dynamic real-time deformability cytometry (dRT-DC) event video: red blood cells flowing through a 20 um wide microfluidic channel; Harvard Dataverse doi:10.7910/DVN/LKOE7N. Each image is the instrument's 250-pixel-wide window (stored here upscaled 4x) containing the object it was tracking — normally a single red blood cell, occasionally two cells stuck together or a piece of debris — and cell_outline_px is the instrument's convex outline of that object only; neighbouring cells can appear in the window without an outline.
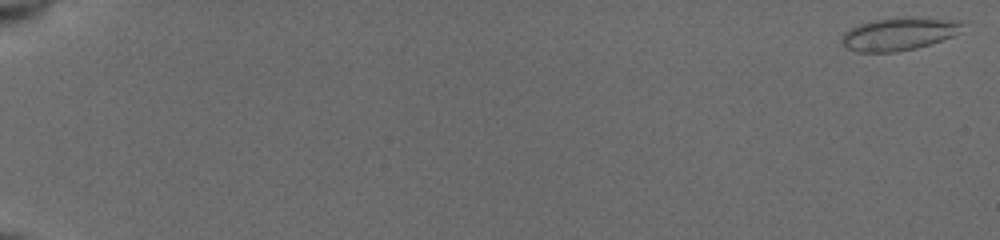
{"species": "common noctule bat (a hibernating species)", "species_latin": "Nyctalus noctula", "temperature_condition": "cold", "stored_images_in_passage": 66, "camera_frame_rate_fps": 3000, "um_per_image_px": 0.085, "animal": {"sex": "female", "body_mass_g": 19.5, "forearm_length_mm": 54.1}, "frame": {"image": 1, "passage_image": 1, "time_ms": 0.0, "image_size_px": [1000, 240], "cell_outline_px": [[968, 20], [960, 32], [952, 36], [916, 48], [896, 52], [856, 52], [840, 44], [840, 40], [844, 32], [848, 28], [856, 24], [872, 20], [896, 16], [904, 16]], "centroid_in_image_um": [76.41, 2.84], "position_along_channel_um": 8.6, "area_um2": 23.87}}
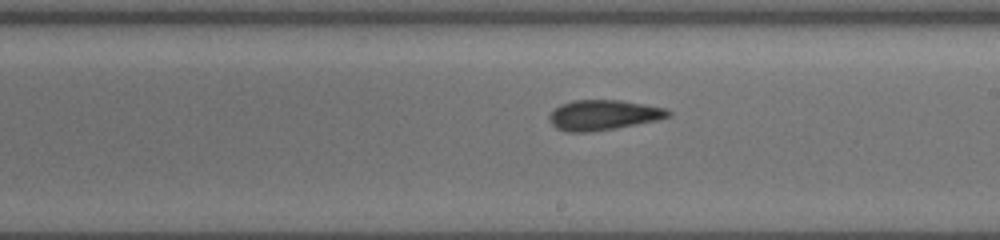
{"frame": {"image": 2, "passage_image": 39, "time_ms": 11.0, "image_size_px": [1000, 240], "cell_outline_px": [[672, 116], [656, 120], [616, 128], [588, 132], [568, 132], [556, 128], [548, 120], [548, 116], [560, 104], [572, 100], [620, 100], [668, 108], [672, 112]], "centroid_in_image_um": [51.3, 9.77], "position_along_channel_um": 237.7, "area_um2": 20.98}}
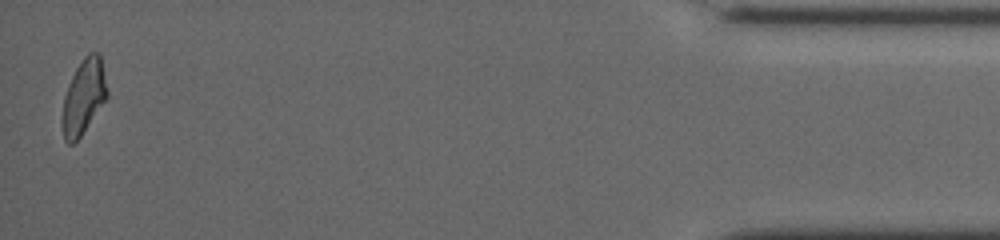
{"frame": {"image": 3, "passage_image": 66, "time_ms": 17.667, "image_size_px": [1000, 240], "cell_outline_px": [[108, 96], [80, 136], [72, 144], [68, 144], [64, 140], [60, 120], [64, 96], [68, 84], [76, 68], [84, 56], [88, 52], [100, 52], [108, 92]], "centroid_in_image_um": [7.08, 8.21], "position_along_channel_um": 428.1, "area_um2": 19.65}, "authors_computed_cell_mechanics": {"area_um2": 21.0103, "velocity_mm_per_s": 3.9347, "shape_relaxation_time_tau1_ms": null, "shape_relaxation_time_tau2_ms": 2.7958, "deformation_change_tau1": null, "deformation_change_tau2": 0.0938}}